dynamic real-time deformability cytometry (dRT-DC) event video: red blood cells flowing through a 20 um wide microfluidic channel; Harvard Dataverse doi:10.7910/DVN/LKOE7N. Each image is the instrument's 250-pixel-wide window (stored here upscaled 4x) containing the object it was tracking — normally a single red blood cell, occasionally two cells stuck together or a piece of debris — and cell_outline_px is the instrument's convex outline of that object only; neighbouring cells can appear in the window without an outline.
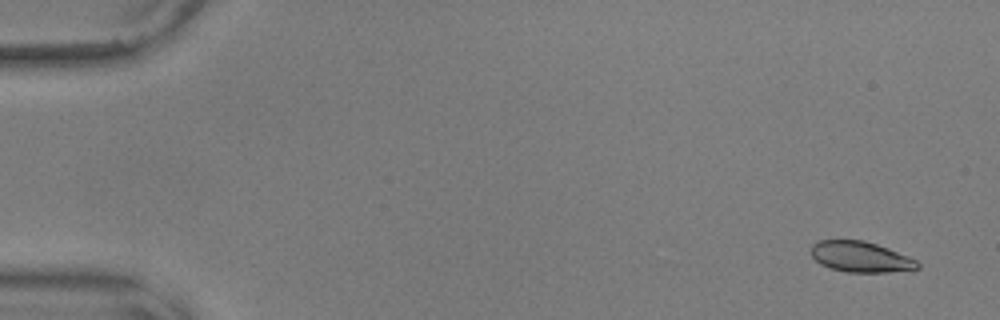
{"species": "common noctule bat (a hibernating species)", "species_latin": "Nyctalus noctula", "temperature_condition": "warm", "stored_images_in_passage": 56, "camera_frame_rate_fps": 3000, "um_per_image_px": 0.085, "animal": {"sex": "male", "body_mass_g": 17.9, "forearm_length_mm": 54.2}, "frame": {"image": 1, "passage_image": 3, "time_ms": 0.667, "image_size_px": [1000, 320], "cell_outline_px": [[920, 268], [888, 272], [848, 272], [828, 268], [820, 264], [812, 256], [812, 244], [820, 240], [864, 240], [888, 248], [908, 256], [916, 260], [920, 264]], "centroid_in_image_um": [73.15, 21.83], "position_along_channel_um": 11.9, "area_um2": 18.96}}
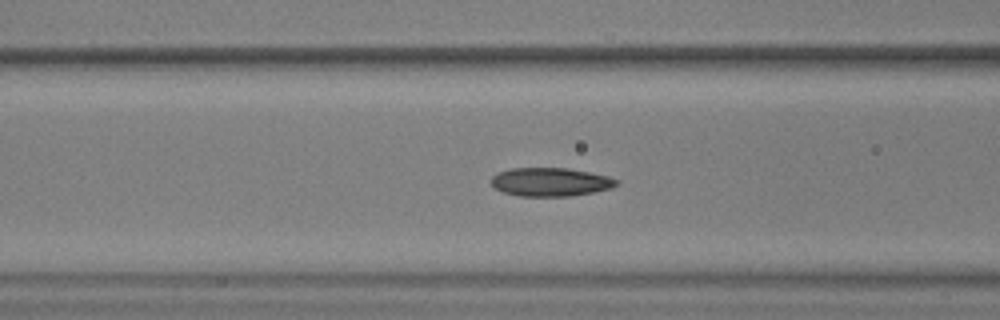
{"frame": {"image": 2, "passage_image": 23, "time_ms": 7.333, "image_size_px": [1000, 320], "cell_outline_px": [[620, 184], [612, 188], [572, 196], [520, 196], [504, 192], [496, 188], [492, 184], [492, 176], [496, 172], [512, 168], [568, 168], [608, 176], [620, 180]], "centroid_in_image_um": [46.82, 15.46], "position_along_channel_um": 119.8, "area_um2": 20.87}}
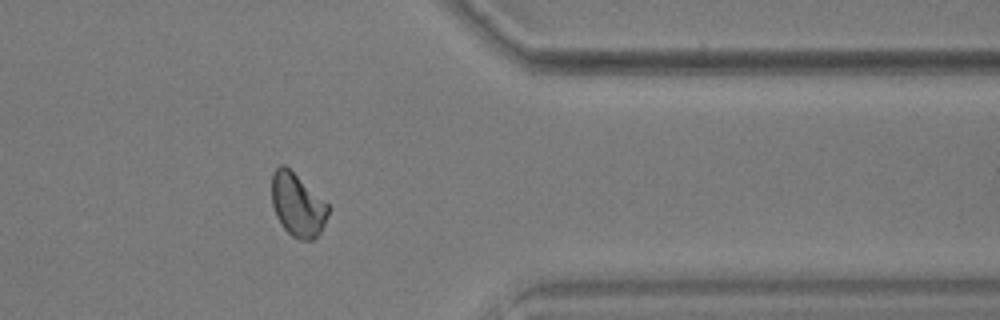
{"frame": {"image": 3, "passage_image": 46, "time_ms": 15.0, "image_size_px": [1000, 320], "cell_outline_px": [[328, 216], [320, 232], [312, 240], [300, 240], [292, 236], [280, 224], [276, 216], [272, 204], [272, 172], [280, 164], [284, 164], [328, 204]], "centroid_in_image_um": [25.27, 17.42], "position_along_channel_um": 386.1, "area_um2": 20.58}, "authors_computed_cell_mechanics": {"area_um2": 20.519, "velocity_mm_per_s": 3.625, "shape_relaxation_time_tau1_ms": 7.2786, "shape_relaxation_time_tau2_ms": 2.0091, "deformation_change_tau1": 0.1584, "deformation_change_tau2": 0.0655}}